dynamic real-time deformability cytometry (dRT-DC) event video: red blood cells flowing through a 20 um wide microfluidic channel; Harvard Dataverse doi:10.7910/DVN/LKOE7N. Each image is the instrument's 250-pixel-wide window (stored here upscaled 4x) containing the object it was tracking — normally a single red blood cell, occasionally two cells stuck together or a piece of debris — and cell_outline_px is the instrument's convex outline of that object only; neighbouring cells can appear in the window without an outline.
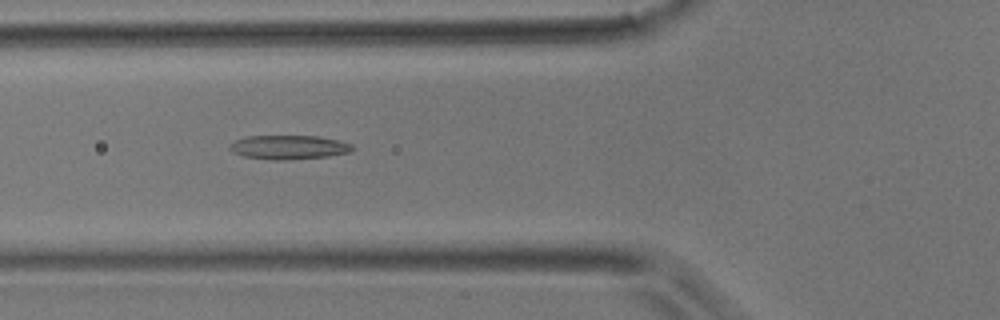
{"species": "common noctule bat (a hibernating species)", "species_latin": "Nyctalus noctula", "temperature_condition": "room temperature", "stored_images_in_passage": 5, "camera_frame_rate_fps": 3000, "um_per_image_px": 0.085, "animal": {"sex": "male", "body_mass_g": 17.9}, "frame": {"image": 1, "passage_image": 5, "time_ms": 1.333, "image_size_px": [1000, 320], "cell_outline_px": [[356, 148], [352, 152], [328, 156], [284, 160], [276, 160], [244, 156], [228, 148], [228, 144], [244, 136], [320, 136], [352, 144]], "centroid_in_image_um": [24.58, 12.51], "position_along_channel_um": 101.2, "area_um2": 17.17}}